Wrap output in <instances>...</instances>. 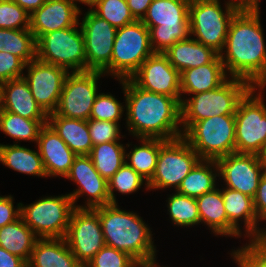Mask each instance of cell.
Instances as JSON below:
<instances>
[{
    "label": "cell",
    "mask_w": 266,
    "mask_h": 267,
    "mask_svg": "<svg viewBox=\"0 0 266 267\" xmlns=\"http://www.w3.org/2000/svg\"><path fill=\"white\" fill-rule=\"evenodd\" d=\"M259 18L260 11H238L219 56L228 76L246 80L255 87H265L266 44Z\"/></svg>",
    "instance_id": "6da1fadb"
},
{
    "label": "cell",
    "mask_w": 266,
    "mask_h": 267,
    "mask_svg": "<svg viewBox=\"0 0 266 267\" xmlns=\"http://www.w3.org/2000/svg\"><path fill=\"white\" fill-rule=\"evenodd\" d=\"M125 97L126 125L133 137L172 140L182 136L181 103L144 90L130 78L119 81Z\"/></svg>",
    "instance_id": "7a4b0ae2"
},
{
    "label": "cell",
    "mask_w": 266,
    "mask_h": 267,
    "mask_svg": "<svg viewBox=\"0 0 266 267\" xmlns=\"http://www.w3.org/2000/svg\"><path fill=\"white\" fill-rule=\"evenodd\" d=\"M118 206L93 208L99 215L105 245L129 254L137 262L155 255L157 250L150 227L137 213Z\"/></svg>",
    "instance_id": "3957f363"
},
{
    "label": "cell",
    "mask_w": 266,
    "mask_h": 267,
    "mask_svg": "<svg viewBox=\"0 0 266 267\" xmlns=\"http://www.w3.org/2000/svg\"><path fill=\"white\" fill-rule=\"evenodd\" d=\"M253 86L240 78H229L216 89L181 99V127L184 133L193 123L220 115H235L240 100Z\"/></svg>",
    "instance_id": "277c9868"
},
{
    "label": "cell",
    "mask_w": 266,
    "mask_h": 267,
    "mask_svg": "<svg viewBox=\"0 0 266 267\" xmlns=\"http://www.w3.org/2000/svg\"><path fill=\"white\" fill-rule=\"evenodd\" d=\"M191 0H153L141 20L149 29L154 53H164L176 42L190 36Z\"/></svg>",
    "instance_id": "5b68a950"
},
{
    "label": "cell",
    "mask_w": 266,
    "mask_h": 267,
    "mask_svg": "<svg viewBox=\"0 0 266 267\" xmlns=\"http://www.w3.org/2000/svg\"><path fill=\"white\" fill-rule=\"evenodd\" d=\"M152 54L149 29L136 20L116 30L111 62L103 74L119 81L129 79Z\"/></svg>",
    "instance_id": "8992f818"
},
{
    "label": "cell",
    "mask_w": 266,
    "mask_h": 267,
    "mask_svg": "<svg viewBox=\"0 0 266 267\" xmlns=\"http://www.w3.org/2000/svg\"><path fill=\"white\" fill-rule=\"evenodd\" d=\"M253 86L240 100L235 113V153L264 158L266 146V104L262 90ZM260 91L255 93L256 91Z\"/></svg>",
    "instance_id": "52a82bcc"
},
{
    "label": "cell",
    "mask_w": 266,
    "mask_h": 267,
    "mask_svg": "<svg viewBox=\"0 0 266 267\" xmlns=\"http://www.w3.org/2000/svg\"><path fill=\"white\" fill-rule=\"evenodd\" d=\"M235 115H220L193 123L182 137L201 160H218L235 153Z\"/></svg>",
    "instance_id": "ba28073f"
},
{
    "label": "cell",
    "mask_w": 266,
    "mask_h": 267,
    "mask_svg": "<svg viewBox=\"0 0 266 267\" xmlns=\"http://www.w3.org/2000/svg\"><path fill=\"white\" fill-rule=\"evenodd\" d=\"M222 9L220 0H191L189 6L190 36L212 48L223 51L230 23L238 12L229 0Z\"/></svg>",
    "instance_id": "9c48e42d"
},
{
    "label": "cell",
    "mask_w": 266,
    "mask_h": 267,
    "mask_svg": "<svg viewBox=\"0 0 266 267\" xmlns=\"http://www.w3.org/2000/svg\"><path fill=\"white\" fill-rule=\"evenodd\" d=\"M76 26L43 34L36 41V58L63 67L70 72L87 71L85 40Z\"/></svg>",
    "instance_id": "30bf717a"
},
{
    "label": "cell",
    "mask_w": 266,
    "mask_h": 267,
    "mask_svg": "<svg viewBox=\"0 0 266 267\" xmlns=\"http://www.w3.org/2000/svg\"><path fill=\"white\" fill-rule=\"evenodd\" d=\"M20 216L39 239L65 238L75 209L68 195L47 196L29 205L20 204Z\"/></svg>",
    "instance_id": "8fae6325"
},
{
    "label": "cell",
    "mask_w": 266,
    "mask_h": 267,
    "mask_svg": "<svg viewBox=\"0 0 266 267\" xmlns=\"http://www.w3.org/2000/svg\"><path fill=\"white\" fill-rule=\"evenodd\" d=\"M199 155L181 136L172 140L160 139L159 156L148 190L178 189L181 181L200 161Z\"/></svg>",
    "instance_id": "7c38bea8"
},
{
    "label": "cell",
    "mask_w": 266,
    "mask_h": 267,
    "mask_svg": "<svg viewBox=\"0 0 266 267\" xmlns=\"http://www.w3.org/2000/svg\"><path fill=\"white\" fill-rule=\"evenodd\" d=\"M103 72H71L67 75L55 110L59 116L89 120Z\"/></svg>",
    "instance_id": "4fadbf2b"
},
{
    "label": "cell",
    "mask_w": 266,
    "mask_h": 267,
    "mask_svg": "<svg viewBox=\"0 0 266 267\" xmlns=\"http://www.w3.org/2000/svg\"><path fill=\"white\" fill-rule=\"evenodd\" d=\"M65 240L84 267L105 245L98 213L90 208H75Z\"/></svg>",
    "instance_id": "5bb4252c"
},
{
    "label": "cell",
    "mask_w": 266,
    "mask_h": 267,
    "mask_svg": "<svg viewBox=\"0 0 266 267\" xmlns=\"http://www.w3.org/2000/svg\"><path fill=\"white\" fill-rule=\"evenodd\" d=\"M218 177L226 188L234 189L252 198L266 172V160L255 154L232 153L216 160Z\"/></svg>",
    "instance_id": "9a60e30c"
},
{
    "label": "cell",
    "mask_w": 266,
    "mask_h": 267,
    "mask_svg": "<svg viewBox=\"0 0 266 267\" xmlns=\"http://www.w3.org/2000/svg\"><path fill=\"white\" fill-rule=\"evenodd\" d=\"M25 68L28 73L23 78L27 81L37 104L47 115L54 113L65 79L70 72L63 67L41 62L37 58L25 64Z\"/></svg>",
    "instance_id": "2e32d148"
},
{
    "label": "cell",
    "mask_w": 266,
    "mask_h": 267,
    "mask_svg": "<svg viewBox=\"0 0 266 267\" xmlns=\"http://www.w3.org/2000/svg\"><path fill=\"white\" fill-rule=\"evenodd\" d=\"M79 25L85 40L87 71L103 72L111 62L117 29L91 9L85 12Z\"/></svg>",
    "instance_id": "e0dca14e"
},
{
    "label": "cell",
    "mask_w": 266,
    "mask_h": 267,
    "mask_svg": "<svg viewBox=\"0 0 266 267\" xmlns=\"http://www.w3.org/2000/svg\"><path fill=\"white\" fill-rule=\"evenodd\" d=\"M130 79L144 90L174 97L181 103L180 72L164 53L149 56Z\"/></svg>",
    "instance_id": "ac0fdd59"
},
{
    "label": "cell",
    "mask_w": 266,
    "mask_h": 267,
    "mask_svg": "<svg viewBox=\"0 0 266 267\" xmlns=\"http://www.w3.org/2000/svg\"><path fill=\"white\" fill-rule=\"evenodd\" d=\"M76 183L77 189L68 195L72 198L75 208H96L110 204L108 193V181L104 179L95 169L91 158L88 155L77 156L65 176ZM86 194L85 205H76L80 196Z\"/></svg>",
    "instance_id": "d6986e66"
},
{
    "label": "cell",
    "mask_w": 266,
    "mask_h": 267,
    "mask_svg": "<svg viewBox=\"0 0 266 267\" xmlns=\"http://www.w3.org/2000/svg\"><path fill=\"white\" fill-rule=\"evenodd\" d=\"M224 208L228 218V236L240 238L242 236L239 221L244 222L245 235L253 242H266V228H259L254 200L240 191L221 188Z\"/></svg>",
    "instance_id": "ffe728a7"
},
{
    "label": "cell",
    "mask_w": 266,
    "mask_h": 267,
    "mask_svg": "<svg viewBox=\"0 0 266 267\" xmlns=\"http://www.w3.org/2000/svg\"><path fill=\"white\" fill-rule=\"evenodd\" d=\"M80 0H46L30 15V31L37 41L43 34L76 26L82 14Z\"/></svg>",
    "instance_id": "44dd1931"
},
{
    "label": "cell",
    "mask_w": 266,
    "mask_h": 267,
    "mask_svg": "<svg viewBox=\"0 0 266 267\" xmlns=\"http://www.w3.org/2000/svg\"><path fill=\"white\" fill-rule=\"evenodd\" d=\"M36 145L47 177L65 178L77 155L48 124L40 129Z\"/></svg>",
    "instance_id": "7402d4cb"
},
{
    "label": "cell",
    "mask_w": 266,
    "mask_h": 267,
    "mask_svg": "<svg viewBox=\"0 0 266 267\" xmlns=\"http://www.w3.org/2000/svg\"><path fill=\"white\" fill-rule=\"evenodd\" d=\"M0 110L31 120H47L48 115L33 97L27 81L22 77L1 84Z\"/></svg>",
    "instance_id": "603a6c76"
},
{
    "label": "cell",
    "mask_w": 266,
    "mask_h": 267,
    "mask_svg": "<svg viewBox=\"0 0 266 267\" xmlns=\"http://www.w3.org/2000/svg\"><path fill=\"white\" fill-rule=\"evenodd\" d=\"M228 74L218 55L211 63L190 68L180 73L181 99L183 94H198L221 86Z\"/></svg>",
    "instance_id": "cb8c5ba5"
},
{
    "label": "cell",
    "mask_w": 266,
    "mask_h": 267,
    "mask_svg": "<svg viewBox=\"0 0 266 267\" xmlns=\"http://www.w3.org/2000/svg\"><path fill=\"white\" fill-rule=\"evenodd\" d=\"M47 124L77 156L89 155L93 144L87 120L67 118L54 112L48 115Z\"/></svg>",
    "instance_id": "d4e9b609"
},
{
    "label": "cell",
    "mask_w": 266,
    "mask_h": 267,
    "mask_svg": "<svg viewBox=\"0 0 266 267\" xmlns=\"http://www.w3.org/2000/svg\"><path fill=\"white\" fill-rule=\"evenodd\" d=\"M28 263L31 267H83L65 238L38 239Z\"/></svg>",
    "instance_id": "484cf974"
},
{
    "label": "cell",
    "mask_w": 266,
    "mask_h": 267,
    "mask_svg": "<svg viewBox=\"0 0 266 267\" xmlns=\"http://www.w3.org/2000/svg\"><path fill=\"white\" fill-rule=\"evenodd\" d=\"M170 64L180 73L190 68L211 63L219 54L212 48L189 36L172 45L164 52Z\"/></svg>",
    "instance_id": "4316f807"
},
{
    "label": "cell",
    "mask_w": 266,
    "mask_h": 267,
    "mask_svg": "<svg viewBox=\"0 0 266 267\" xmlns=\"http://www.w3.org/2000/svg\"><path fill=\"white\" fill-rule=\"evenodd\" d=\"M0 162L19 173L47 177L39 151L20 144H0Z\"/></svg>",
    "instance_id": "83f0119b"
},
{
    "label": "cell",
    "mask_w": 266,
    "mask_h": 267,
    "mask_svg": "<svg viewBox=\"0 0 266 267\" xmlns=\"http://www.w3.org/2000/svg\"><path fill=\"white\" fill-rule=\"evenodd\" d=\"M39 238L20 216L0 228V247L11 254L29 261L34 245Z\"/></svg>",
    "instance_id": "f1b7e54d"
},
{
    "label": "cell",
    "mask_w": 266,
    "mask_h": 267,
    "mask_svg": "<svg viewBox=\"0 0 266 267\" xmlns=\"http://www.w3.org/2000/svg\"><path fill=\"white\" fill-rule=\"evenodd\" d=\"M196 199L200 223H204L216 236H228V218L224 208L221 189L204 193Z\"/></svg>",
    "instance_id": "f546056e"
},
{
    "label": "cell",
    "mask_w": 266,
    "mask_h": 267,
    "mask_svg": "<svg viewBox=\"0 0 266 267\" xmlns=\"http://www.w3.org/2000/svg\"><path fill=\"white\" fill-rule=\"evenodd\" d=\"M218 166L215 160H200L181 181L176 192L197 198L216 188Z\"/></svg>",
    "instance_id": "4dcf8cb0"
},
{
    "label": "cell",
    "mask_w": 266,
    "mask_h": 267,
    "mask_svg": "<svg viewBox=\"0 0 266 267\" xmlns=\"http://www.w3.org/2000/svg\"><path fill=\"white\" fill-rule=\"evenodd\" d=\"M126 146L119 142H106L93 146L89 157L97 172L107 181L126 163Z\"/></svg>",
    "instance_id": "1f68e13d"
},
{
    "label": "cell",
    "mask_w": 266,
    "mask_h": 267,
    "mask_svg": "<svg viewBox=\"0 0 266 267\" xmlns=\"http://www.w3.org/2000/svg\"><path fill=\"white\" fill-rule=\"evenodd\" d=\"M139 142H141L139 143L141 145H134L131 151L126 153V164L146 181H149L155 172L160 150V139L139 138Z\"/></svg>",
    "instance_id": "d6a6232c"
},
{
    "label": "cell",
    "mask_w": 266,
    "mask_h": 267,
    "mask_svg": "<svg viewBox=\"0 0 266 267\" xmlns=\"http://www.w3.org/2000/svg\"><path fill=\"white\" fill-rule=\"evenodd\" d=\"M0 51L19 57L25 64L36 59V40L30 29L0 28Z\"/></svg>",
    "instance_id": "836d02e7"
},
{
    "label": "cell",
    "mask_w": 266,
    "mask_h": 267,
    "mask_svg": "<svg viewBox=\"0 0 266 267\" xmlns=\"http://www.w3.org/2000/svg\"><path fill=\"white\" fill-rule=\"evenodd\" d=\"M47 124V120H31L17 114L0 110V131L17 141H36L40 129Z\"/></svg>",
    "instance_id": "e575fe53"
},
{
    "label": "cell",
    "mask_w": 266,
    "mask_h": 267,
    "mask_svg": "<svg viewBox=\"0 0 266 267\" xmlns=\"http://www.w3.org/2000/svg\"><path fill=\"white\" fill-rule=\"evenodd\" d=\"M166 200L168 213L174 226L190 227L200 224L196 199L175 191Z\"/></svg>",
    "instance_id": "d590c367"
},
{
    "label": "cell",
    "mask_w": 266,
    "mask_h": 267,
    "mask_svg": "<svg viewBox=\"0 0 266 267\" xmlns=\"http://www.w3.org/2000/svg\"><path fill=\"white\" fill-rule=\"evenodd\" d=\"M89 8L116 29L136 21L126 0H96Z\"/></svg>",
    "instance_id": "8d00e7d4"
},
{
    "label": "cell",
    "mask_w": 266,
    "mask_h": 267,
    "mask_svg": "<svg viewBox=\"0 0 266 267\" xmlns=\"http://www.w3.org/2000/svg\"><path fill=\"white\" fill-rule=\"evenodd\" d=\"M147 182L132 167L125 163L108 181L110 204H118L114 191L126 195L132 194L140 189L143 184H146L144 186L148 190Z\"/></svg>",
    "instance_id": "74e56055"
},
{
    "label": "cell",
    "mask_w": 266,
    "mask_h": 267,
    "mask_svg": "<svg viewBox=\"0 0 266 267\" xmlns=\"http://www.w3.org/2000/svg\"><path fill=\"white\" fill-rule=\"evenodd\" d=\"M122 104L112 94L99 93L94 101L90 119L119 123L126 109Z\"/></svg>",
    "instance_id": "f35d334b"
},
{
    "label": "cell",
    "mask_w": 266,
    "mask_h": 267,
    "mask_svg": "<svg viewBox=\"0 0 266 267\" xmlns=\"http://www.w3.org/2000/svg\"><path fill=\"white\" fill-rule=\"evenodd\" d=\"M232 256L238 267H266V242L249 241L233 250Z\"/></svg>",
    "instance_id": "ab89813d"
},
{
    "label": "cell",
    "mask_w": 266,
    "mask_h": 267,
    "mask_svg": "<svg viewBox=\"0 0 266 267\" xmlns=\"http://www.w3.org/2000/svg\"><path fill=\"white\" fill-rule=\"evenodd\" d=\"M0 28L29 29L30 14L13 0H0Z\"/></svg>",
    "instance_id": "60d3db41"
},
{
    "label": "cell",
    "mask_w": 266,
    "mask_h": 267,
    "mask_svg": "<svg viewBox=\"0 0 266 267\" xmlns=\"http://www.w3.org/2000/svg\"><path fill=\"white\" fill-rule=\"evenodd\" d=\"M84 267H137V261L123 251L104 245Z\"/></svg>",
    "instance_id": "b9f144b4"
},
{
    "label": "cell",
    "mask_w": 266,
    "mask_h": 267,
    "mask_svg": "<svg viewBox=\"0 0 266 267\" xmlns=\"http://www.w3.org/2000/svg\"><path fill=\"white\" fill-rule=\"evenodd\" d=\"M93 146L106 142H118L121 139L120 124L111 121L87 120Z\"/></svg>",
    "instance_id": "7bdbcfd3"
},
{
    "label": "cell",
    "mask_w": 266,
    "mask_h": 267,
    "mask_svg": "<svg viewBox=\"0 0 266 267\" xmlns=\"http://www.w3.org/2000/svg\"><path fill=\"white\" fill-rule=\"evenodd\" d=\"M25 63L16 55L0 51V83L22 78Z\"/></svg>",
    "instance_id": "ee69618b"
},
{
    "label": "cell",
    "mask_w": 266,
    "mask_h": 267,
    "mask_svg": "<svg viewBox=\"0 0 266 267\" xmlns=\"http://www.w3.org/2000/svg\"><path fill=\"white\" fill-rule=\"evenodd\" d=\"M13 196H0V228L6 224L12 223L20 217V204L14 207Z\"/></svg>",
    "instance_id": "f6af8a7d"
},
{
    "label": "cell",
    "mask_w": 266,
    "mask_h": 267,
    "mask_svg": "<svg viewBox=\"0 0 266 267\" xmlns=\"http://www.w3.org/2000/svg\"><path fill=\"white\" fill-rule=\"evenodd\" d=\"M254 200V208L260 219L266 213V172L260 179Z\"/></svg>",
    "instance_id": "bcb514c9"
},
{
    "label": "cell",
    "mask_w": 266,
    "mask_h": 267,
    "mask_svg": "<svg viewBox=\"0 0 266 267\" xmlns=\"http://www.w3.org/2000/svg\"><path fill=\"white\" fill-rule=\"evenodd\" d=\"M133 17L142 20L153 0H126Z\"/></svg>",
    "instance_id": "7dc6e473"
},
{
    "label": "cell",
    "mask_w": 266,
    "mask_h": 267,
    "mask_svg": "<svg viewBox=\"0 0 266 267\" xmlns=\"http://www.w3.org/2000/svg\"><path fill=\"white\" fill-rule=\"evenodd\" d=\"M26 261L0 247V267H21Z\"/></svg>",
    "instance_id": "c3c4849f"
},
{
    "label": "cell",
    "mask_w": 266,
    "mask_h": 267,
    "mask_svg": "<svg viewBox=\"0 0 266 267\" xmlns=\"http://www.w3.org/2000/svg\"><path fill=\"white\" fill-rule=\"evenodd\" d=\"M237 11L259 12L260 0H229Z\"/></svg>",
    "instance_id": "681fc988"
},
{
    "label": "cell",
    "mask_w": 266,
    "mask_h": 267,
    "mask_svg": "<svg viewBox=\"0 0 266 267\" xmlns=\"http://www.w3.org/2000/svg\"><path fill=\"white\" fill-rule=\"evenodd\" d=\"M20 7H22L28 14H32L34 11L39 9L46 0H13Z\"/></svg>",
    "instance_id": "f907efd6"
},
{
    "label": "cell",
    "mask_w": 266,
    "mask_h": 267,
    "mask_svg": "<svg viewBox=\"0 0 266 267\" xmlns=\"http://www.w3.org/2000/svg\"><path fill=\"white\" fill-rule=\"evenodd\" d=\"M156 254L137 262V267H160L156 262ZM162 267V266H161ZM164 267V266H163ZM166 267V266H165Z\"/></svg>",
    "instance_id": "816d5d0a"
},
{
    "label": "cell",
    "mask_w": 266,
    "mask_h": 267,
    "mask_svg": "<svg viewBox=\"0 0 266 267\" xmlns=\"http://www.w3.org/2000/svg\"><path fill=\"white\" fill-rule=\"evenodd\" d=\"M96 0H80V4H86L88 7Z\"/></svg>",
    "instance_id": "f5cc1de1"
},
{
    "label": "cell",
    "mask_w": 266,
    "mask_h": 267,
    "mask_svg": "<svg viewBox=\"0 0 266 267\" xmlns=\"http://www.w3.org/2000/svg\"><path fill=\"white\" fill-rule=\"evenodd\" d=\"M266 220V213L259 219V221H265Z\"/></svg>",
    "instance_id": "db71d44e"
},
{
    "label": "cell",
    "mask_w": 266,
    "mask_h": 267,
    "mask_svg": "<svg viewBox=\"0 0 266 267\" xmlns=\"http://www.w3.org/2000/svg\"><path fill=\"white\" fill-rule=\"evenodd\" d=\"M21 267H31V265L28 263V262H26L24 265H22Z\"/></svg>",
    "instance_id": "11a10c76"
},
{
    "label": "cell",
    "mask_w": 266,
    "mask_h": 267,
    "mask_svg": "<svg viewBox=\"0 0 266 267\" xmlns=\"http://www.w3.org/2000/svg\"><path fill=\"white\" fill-rule=\"evenodd\" d=\"M264 159L266 160V146H265V149H264Z\"/></svg>",
    "instance_id": "9f6ffc18"
},
{
    "label": "cell",
    "mask_w": 266,
    "mask_h": 267,
    "mask_svg": "<svg viewBox=\"0 0 266 267\" xmlns=\"http://www.w3.org/2000/svg\"><path fill=\"white\" fill-rule=\"evenodd\" d=\"M0 104H1V83H0Z\"/></svg>",
    "instance_id": "6f0895ef"
}]
</instances>
